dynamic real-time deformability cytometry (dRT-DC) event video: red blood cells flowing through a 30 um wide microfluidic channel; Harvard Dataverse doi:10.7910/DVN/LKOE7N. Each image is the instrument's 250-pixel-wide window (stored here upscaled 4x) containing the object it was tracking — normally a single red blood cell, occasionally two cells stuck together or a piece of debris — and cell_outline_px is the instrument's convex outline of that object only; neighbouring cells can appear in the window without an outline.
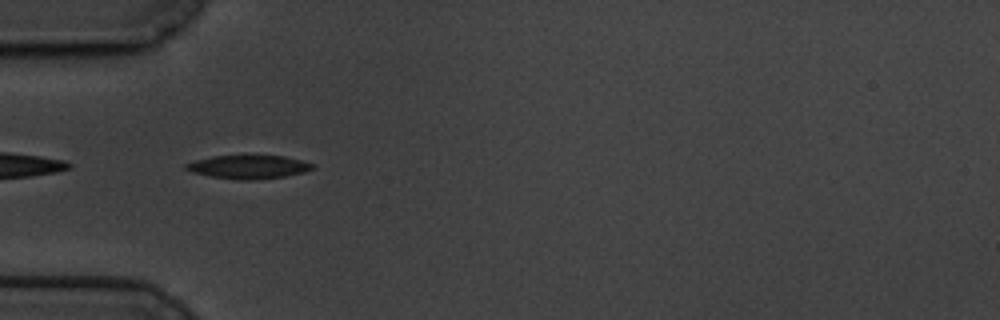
{"species": "common noctule bat (a hibernating species)", "species_latin": "Nyctalus noctula", "temperature_condition": "cold", "stored_images_in_passage": 43, "camera_frame_rate_fps": 3000, "um_per_image_px": 0.085, "animal": {"sex": "male", "body_mass_g": 19.5, "forearm_length_mm": 54.6}, "frame": {"image": 1, "passage_image": 2, "time_ms": 0.333, "image_size_px": [1000, 320], "cell_outline_px": [[316, 168], [304, 172], [284, 176], [256, 180], [236, 180], [212, 176], [192, 172], [184, 168], [184, 164], [196, 160], [212, 156], [284, 156], [300, 160], [312, 164]], "centroid_in_image_um": [21.11, 14.19], "position_along_channel_um": 63.9, "area_um2": 17.17}}
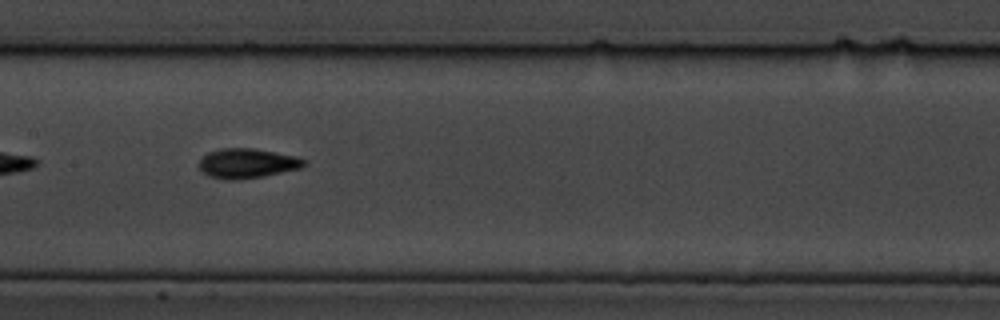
{"frame": {"image": 2, "passage_image": 13, "time_ms": 4.0, "image_size_px": [1000, 320], "cell_outline_px": [[308, 164], [300, 168], [264, 176], [236, 180], [228, 180], [208, 176], [200, 168], [200, 160], [208, 152], [224, 148], [252, 148], [296, 156], [308, 160]], "centroid_in_image_um": [21.05, 13.88], "position_along_channel_um": 186.3, "area_um2": 18.09}}
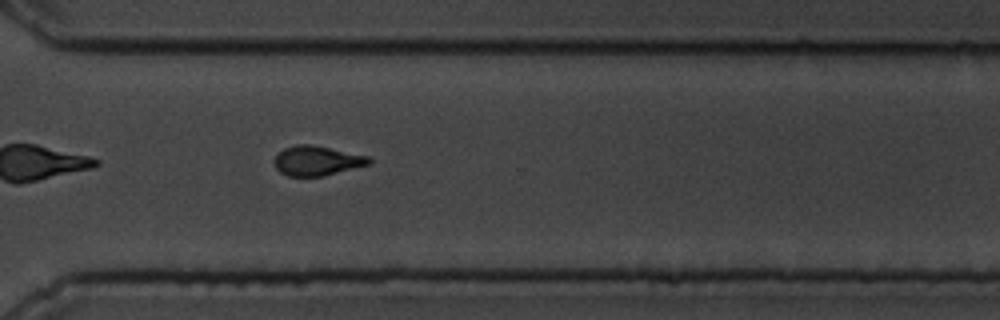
{"frame": {"image": 3, "passage_image": 27, "time_ms": 8.667, "image_size_px": [1000, 320], "cell_outline_px": [[372, 164], [324, 176], [288, 176], [280, 172], [276, 168], [272, 160], [284, 148], [296, 144], [312, 144], [368, 156], [372, 160]], "centroid_in_image_um": [26.95, 13.66], "position_along_channel_um": 343.7, "area_um2": 16.53}, "authors_computed_cell_mechanics": {"area_um2": 16.473, "velocity_mm_per_s": 3.3812, "shape_relaxation_time_tau1_ms": 3.1775, "shape_relaxation_time_tau2_ms": 3.0923, "deformation_change_tau1": 0.136, "deformation_change_tau2": 0.0687}}